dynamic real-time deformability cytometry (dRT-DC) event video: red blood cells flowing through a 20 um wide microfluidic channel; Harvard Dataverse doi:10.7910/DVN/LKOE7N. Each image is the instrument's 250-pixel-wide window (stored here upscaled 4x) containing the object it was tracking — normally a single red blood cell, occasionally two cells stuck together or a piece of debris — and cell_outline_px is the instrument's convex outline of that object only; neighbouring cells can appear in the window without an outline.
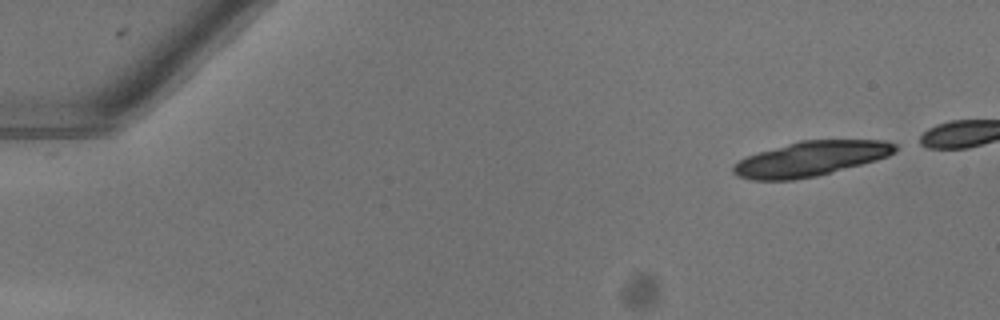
{"species": "common noctule bat (a hibernating species)", "species_latin": "Nyctalus noctula", "temperature_condition": "warm", "stored_images_in_passage": 16, "camera_frame_rate_fps": 3000, "um_per_image_px": 0.085, "animal": {"sex": "female"}, "frame": {"image": 1, "passage_image": 1, "time_ms": 0.0, "image_size_px": [1000, 320], "cell_outline_px": [[896, 152], [888, 156], [876, 160], [816, 176], [792, 180], [752, 180], [736, 176], [732, 172], [732, 164], [748, 156], [760, 152], [800, 140], [884, 140], [896, 144]], "centroid_in_image_um": [68.89, 13.5], "position_along_channel_um": 16.1, "area_um2": 32.6}}